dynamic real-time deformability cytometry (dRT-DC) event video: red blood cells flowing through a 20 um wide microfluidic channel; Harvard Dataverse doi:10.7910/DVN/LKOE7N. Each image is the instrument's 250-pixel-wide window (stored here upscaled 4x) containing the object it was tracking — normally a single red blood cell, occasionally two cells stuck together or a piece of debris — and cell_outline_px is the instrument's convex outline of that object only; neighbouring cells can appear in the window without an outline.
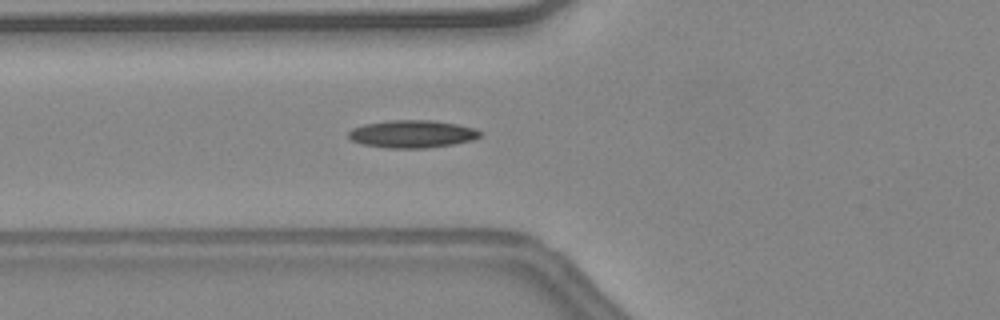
{"species": "common noctule bat (a hibernating species)", "species_latin": "Nyctalus noctula", "temperature_condition": "warm", "stored_images_in_passage": 40, "camera_frame_rate_fps": 3000, "um_per_image_px": 0.085, "animal": {"sex": "female", "body_mass_g": 24.6, "forearm_length_mm": 56.2}, "frame": {"image": 1, "passage_image": 12, "time_ms": 3.667, "image_size_px": [1000, 320], "cell_outline_px": [[480, 136], [472, 140], [452, 144], [428, 148], [388, 148], [360, 144], [352, 140], [348, 136], [348, 132], [352, 128], [364, 124], [392, 120], [432, 120], [456, 124], [476, 128], [480, 132]], "centroid_in_image_um": [35.01, 11.39], "position_along_channel_um": 90.8, "area_um2": 21.15}, "authors_computed_cell_mechanics": {"area_um2": 19.1607, "velocity_mm_per_s": 4.5637, "shape_relaxation_time_tau1_ms": null, "shape_relaxation_time_tau2_ms": 6.8341, "deformation_change_tau1": null, "deformation_change_tau2": 0.1711}}